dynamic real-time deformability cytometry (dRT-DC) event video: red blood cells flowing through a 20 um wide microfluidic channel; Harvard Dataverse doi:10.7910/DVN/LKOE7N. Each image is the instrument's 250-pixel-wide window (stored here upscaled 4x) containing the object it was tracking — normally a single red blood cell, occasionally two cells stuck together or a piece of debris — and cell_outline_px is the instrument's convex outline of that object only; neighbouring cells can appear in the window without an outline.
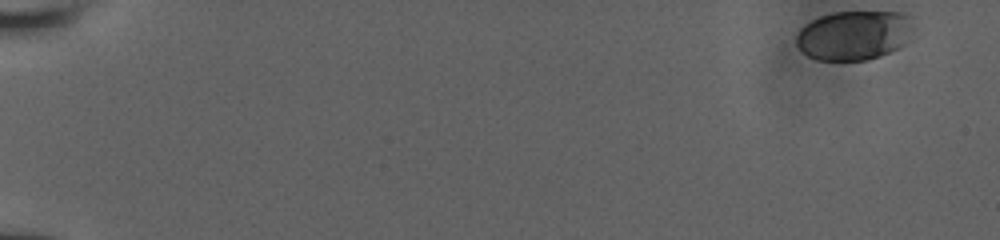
{"species": "human", "species_latin": "Homo sapiens", "temperature_condition": "room temperature", "stored_images_in_passage": 34, "camera_frame_rate_fps": 3000, "um_per_image_px": 0.085, "donor": {"sex": "male"}, "frame": {"image": 1, "passage_image": 1, "time_ms": 0.0, "image_size_px": [1000, 240], "cell_outline_px": [[912, 28], [904, 44], [880, 56], [868, 60], [816, 60], [808, 56], [796, 44], [796, 36], [800, 28], [804, 24], [820, 16], [836, 12], [904, 12], [912, 16]], "centroid_in_image_um": [72.58, 2.99], "position_along_channel_um": 12.4, "area_um2": 33.7}}
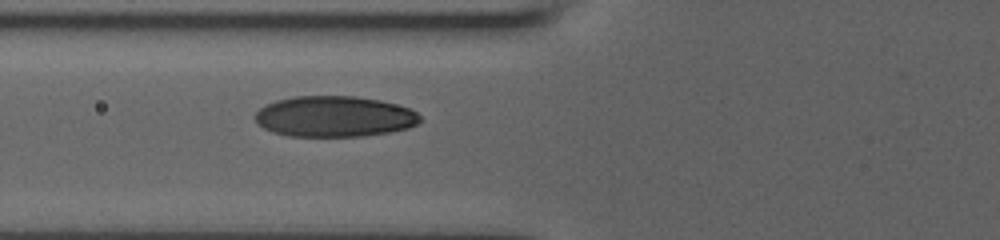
{"frame": {"image": 2, "passage_image": 20, "time_ms": 7.333, "image_size_px": [1000, 240], "cell_outline_px": [[420, 120], [416, 124], [408, 128], [388, 132], [360, 136], [288, 136], [272, 132], [256, 124], [256, 112], [260, 108], [276, 100], [292, 96], [356, 96], [380, 100], [408, 108], [416, 112], [420, 116]], "centroid_in_image_um": [28.39, 9.9], "position_along_channel_um": 97.4, "area_um2": 39.13}}
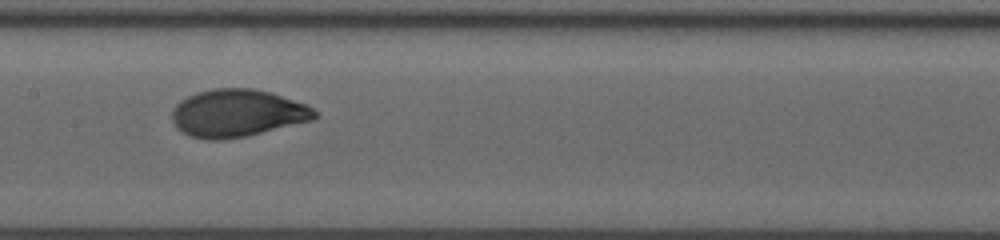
{"frame": {"image": 3, "passage_image": 33, "time_ms": 9.667, "image_size_px": [1000, 240], "cell_outline_px": [[320, 116], [316, 120], [244, 136], [220, 140], [208, 140], [192, 136], [180, 132], [176, 128], [172, 120], [172, 108], [180, 100], [196, 92], [212, 88], [252, 88], [272, 92], [308, 104], [320, 112]], "centroid_in_image_um": [20.22, 9.61], "position_along_channel_um": 187.2, "area_um2": 40.17}}